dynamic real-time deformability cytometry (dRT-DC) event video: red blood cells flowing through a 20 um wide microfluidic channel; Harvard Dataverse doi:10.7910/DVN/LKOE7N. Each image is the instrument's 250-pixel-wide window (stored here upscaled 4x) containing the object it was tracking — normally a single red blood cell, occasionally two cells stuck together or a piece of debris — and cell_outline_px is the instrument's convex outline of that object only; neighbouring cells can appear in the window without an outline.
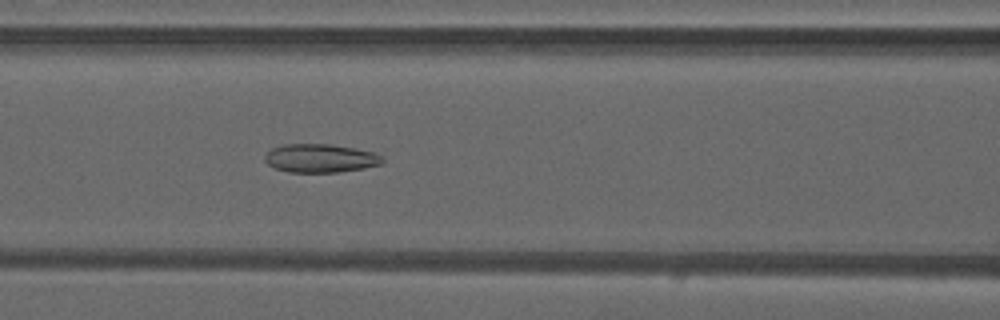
{"species": "common noctule bat (a hibernating species)", "species_latin": "Nyctalus noctula", "temperature_condition": "warm", "stored_images_in_passage": 31, "camera_frame_rate_fps": 3000, "um_per_image_px": 0.085, "animal": {"sex": "male", "forearm_length_mm": 52.5}, "frame": {"image": 1, "passage_image": 10, "time_ms": 3.0, "image_size_px": [1000, 320], "cell_outline_px": [[384, 164], [364, 168], [336, 172], [288, 172], [276, 168], [268, 164], [264, 160], [264, 156], [272, 148], [284, 144], [332, 144], [376, 152], [384, 156]], "centroid_in_image_um": [27.28, 13.44], "position_along_channel_um": 139.3, "area_um2": 19.71}}
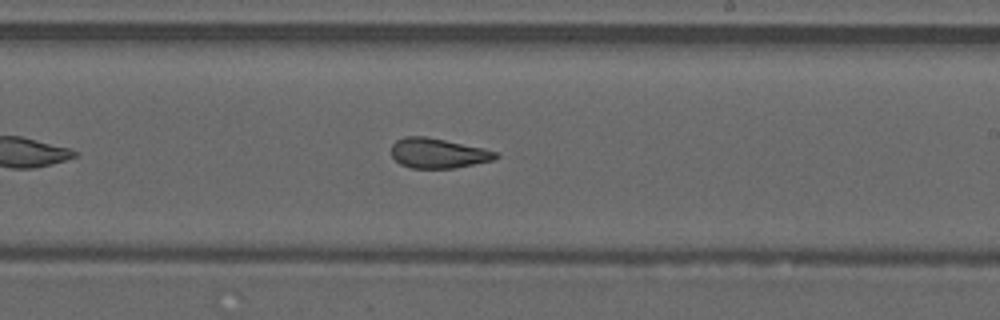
{"frame": {"image": 2, "passage_image": 18, "time_ms": 5.667, "image_size_px": [1000, 320], "cell_outline_px": [[504, 156], [496, 160], [456, 168], [412, 168], [400, 164], [392, 156], [392, 144], [396, 140], [404, 136], [424, 136], [484, 148], [500, 152]], "centroid_in_image_um": [37.32, 13.03], "position_along_channel_um": 251.7, "area_um2": 18.5}}
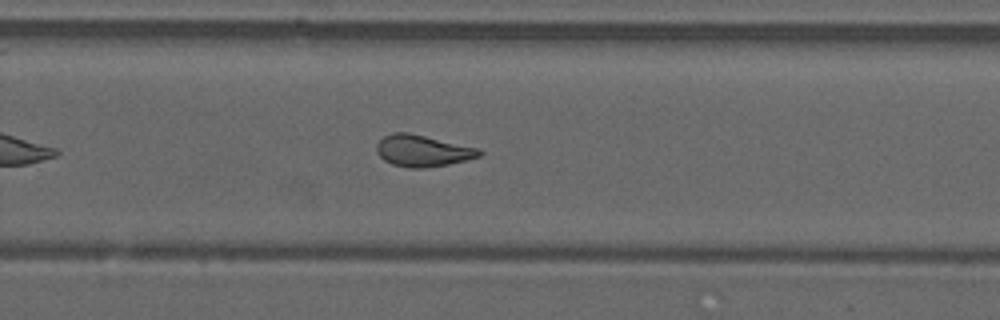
{"frame": {"image": 3, "passage_image": 21, "time_ms": 6.667, "image_size_px": [1000, 320], "cell_outline_px": [[484, 152], [480, 156], [448, 164], [424, 168], [408, 168], [392, 164], [384, 160], [376, 152], [376, 144], [384, 136], [392, 132], [408, 132], [480, 148]], "centroid_in_image_um": [35.91, 12.81], "position_along_channel_um": 293.9, "area_um2": 18.96}, "authors_computed_cell_mechanics": {"area_um2": 18.9584, "velocity_mm_per_s": 4.2304, "shape_relaxation_time_tau1_ms": null, "shape_relaxation_time_tau2_ms": 1.5306, "deformation_change_tau1": null, "deformation_change_tau2": 0.1015}}